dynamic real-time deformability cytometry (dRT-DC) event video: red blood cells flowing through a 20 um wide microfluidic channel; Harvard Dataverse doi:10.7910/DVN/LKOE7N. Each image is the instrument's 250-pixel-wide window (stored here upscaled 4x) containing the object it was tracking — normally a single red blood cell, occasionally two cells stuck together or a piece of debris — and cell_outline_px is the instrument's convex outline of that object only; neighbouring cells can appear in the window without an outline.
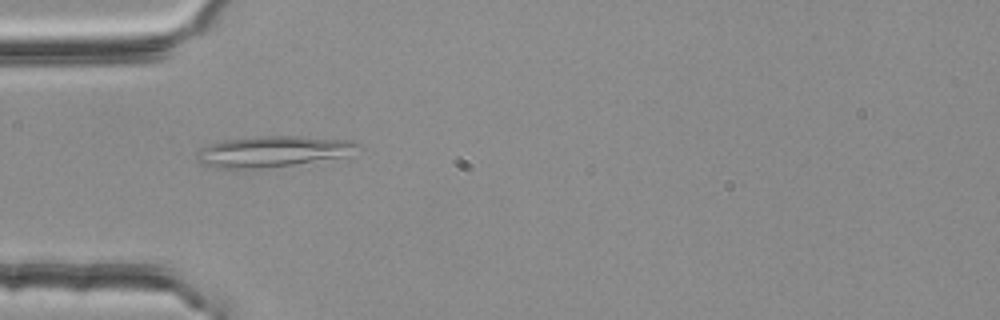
{"species": "common noctule bat (a hibernating species)", "species_latin": "Nyctalus noctula", "temperature_condition": "room temperature", "stored_images_in_passage": 1, "camera_frame_rate_fps": 3000, "um_per_image_px": 0.085, "animal": {"sex": "female", "body_mass_g": 25.1}, "frame": {"image": 1, "passage_image": 1, "time_ms": 0.0, "image_size_px": [1000, 320], "cell_outline_px": [[364, 148], [344, 156], [292, 164], [260, 168], [216, 168], [204, 164], [196, 160], [196, 156], [200, 148], [224, 140], [260, 136], [300, 136], [352, 140], [360, 144]], "centroid_in_image_um": [23.23, 12.86], "position_along_channel_um": 61.8, "area_um2": 28.78}}